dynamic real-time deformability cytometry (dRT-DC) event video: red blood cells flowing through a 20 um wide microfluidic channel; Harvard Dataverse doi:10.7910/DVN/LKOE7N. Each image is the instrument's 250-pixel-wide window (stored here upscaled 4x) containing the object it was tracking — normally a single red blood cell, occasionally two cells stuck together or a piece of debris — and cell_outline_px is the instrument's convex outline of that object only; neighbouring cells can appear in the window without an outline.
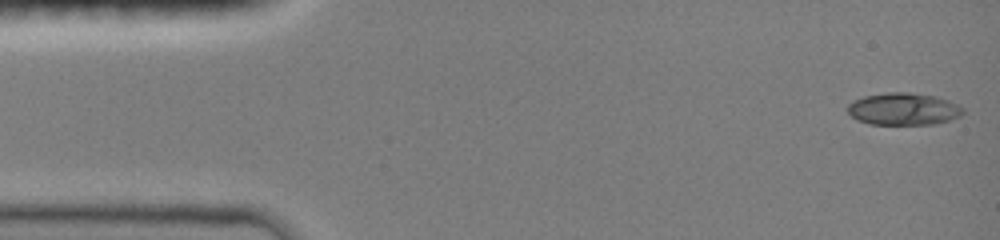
{"species": "common noctule bat (a hibernating species)", "species_latin": "Nyctalus noctula", "temperature_condition": "room temperature", "stored_images_in_passage": 47, "camera_frame_rate_fps": 3000, "um_per_image_px": 0.085, "animal": {"sex": "female", "body_mass_g": 19.0, "forearm_length_mm": 51.5}, "frame": {"image": 1, "passage_image": 1, "time_ms": 0.0, "image_size_px": [1000, 240], "cell_outline_px": [[964, 112], [960, 116], [936, 124], [872, 124], [856, 120], [848, 112], [848, 104], [852, 100], [864, 96], [888, 92], [908, 92], [936, 96], [948, 100], [964, 108]], "centroid_in_image_um": [76.79, 9.26], "position_along_channel_um": 8.2, "area_um2": 21.68}}
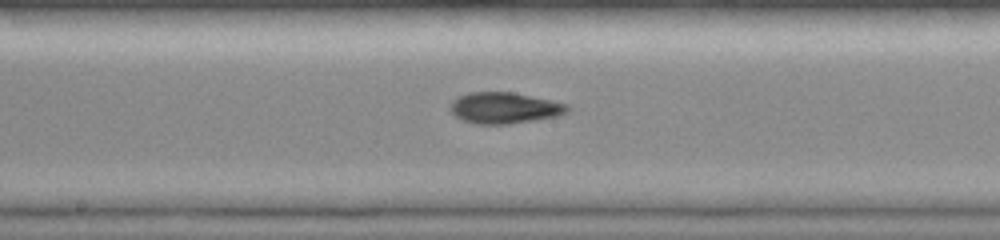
{"frame": {"image": 2, "passage_image": 24, "time_ms": 7.667, "image_size_px": [1000, 240], "cell_outline_px": [[568, 112], [556, 116], [508, 124], [476, 124], [460, 120], [448, 108], [452, 100], [456, 96], [468, 92], [512, 92], [552, 100], [568, 104]], "centroid_in_image_um": [42.81, 9.16], "position_along_channel_um": 205.4, "area_um2": 21.39}}
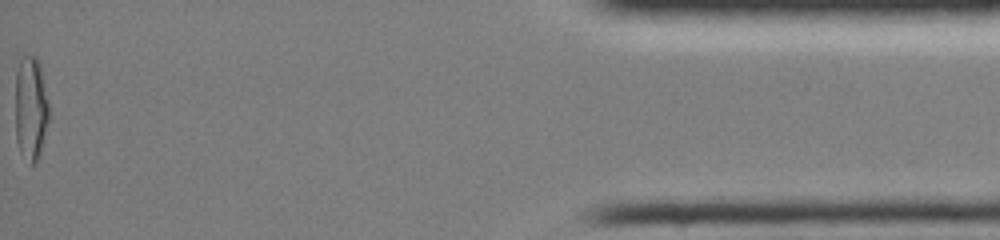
{"frame": {"image": 3, "passage_image": 47, "time_ms": 15.333, "image_size_px": [1000, 240], "cell_outline_px": [[48, 120], [40, 152], [36, 164], [32, 164], [20, 152], [16, 140], [16, 72], [20, 60], [24, 56], [36, 56], [40, 64], [44, 80], [48, 100]], "centroid_in_image_um": [2.62, 9.18], "position_along_channel_um": 432.6, "area_um2": 20.23}, "authors_computed_cell_mechanics": {"area_um2": 20.808, "velocity_mm_per_s": 4.0643, "shape_relaxation_time_tau1_ms": 6.8492, "shape_relaxation_time_tau2_ms": 2.1939, "deformation_change_tau1": 0.2609, "deformation_change_tau2": 0.0748}}